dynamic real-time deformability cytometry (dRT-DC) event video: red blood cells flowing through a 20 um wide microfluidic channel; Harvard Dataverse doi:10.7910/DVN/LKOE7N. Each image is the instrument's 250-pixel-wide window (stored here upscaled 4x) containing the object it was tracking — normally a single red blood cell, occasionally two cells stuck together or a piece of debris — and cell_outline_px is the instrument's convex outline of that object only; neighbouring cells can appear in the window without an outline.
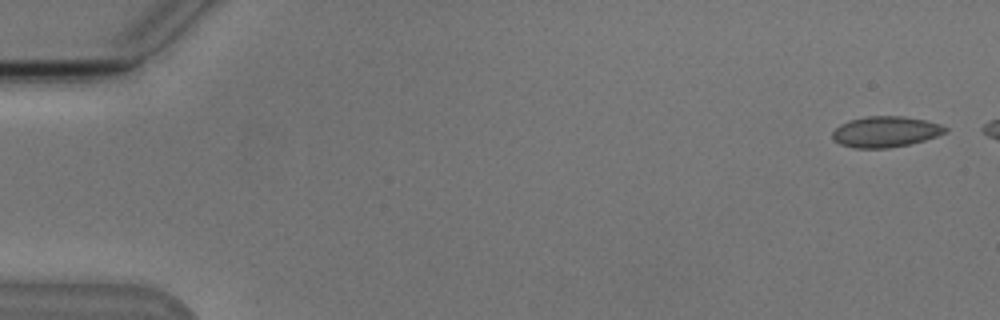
{"species": "Egyptian fruit bat (a non-hibernating species)", "species_latin": "Rousettus aegyptiacus", "temperature_condition": "cold", "stored_images_in_passage": 5, "camera_frame_rate_fps": 3000, "um_per_image_px": 0.085, "animal": {"sex": "male"}, "frame": {"image": 1, "passage_image": 1, "time_ms": 0.0, "image_size_px": [1000, 320], "cell_outline_px": [[948, 132], [924, 140], [908, 144], [888, 148], [856, 148], [840, 144], [832, 140], [832, 132], [840, 124], [848, 120], [868, 116], [904, 116], [924, 120], [940, 124], [948, 128]], "centroid_in_image_um": [75.25, 11.19], "position_along_channel_um": 9.8, "area_um2": 20.29}}